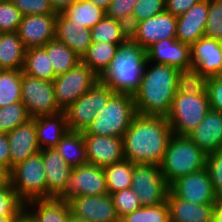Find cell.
I'll use <instances>...</instances> for the list:
<instances>
[{"mask_svg":"<svg viewBox=\"0 0 222 222\" xmlns=\"http://www.w3.org/2000/svg\"><path fill=\"white\" fill-rule=\"evenodd\" d=\"M172 135L166 117L137 114L123 136L124 159L160 165Z\"/></svg>","mask_w":222,"mask_h":222,"instance_id":"cell-1","label":"cell"},{"mask_svg":"<svg viewBox=\"0 0 222 222\" xmlns=\"http://www.w3.org/2000/svg\"><path fill=\"white\" fill-rule=\"evenodd\" d=\"M149 64L145 66L139 90L133 95L137 114L167 117L177 93L176 68Z\"/></svg>","mask_w":222,"mask_h":222,"instance_id":"cell-2","label":"cell"},{"mask_svg":"<svg viewBox=\"0 0 222 222\" xmlns=\"http://www.w3.org/2000/svg\"><path fill=\"white\" fill-rule=\"evenodd\" d=\"M147 62L146 49L129 36L117 47L99 82L114 93L133 96L140 88Z\"/></svg>","mask_w":222,"mask_h":222,"instance_id":"cell-3","label":"cell"},{"mask_svg":"<svg viewBox=\"0 0 222 222\" xmlns=\"http://www.w3.org/2000/svg\"><path fill=\"white\" fill-rule=\"evenodd\" d=\"M206 154L188 136L173 134L160 170L170 186L178 178L206 168Z\"/></svg>","mask_w":222,"mask_h":222,"instance_id":"cell-4","label":"cell"},{"mask_svg":"<svg viewBox=\"0 0 222 222\" xmlns=\"http://www.w3.org/2000/svg\"><path fill=\"white\" fill-rule=\"evenodd\" d=\"M136 115L134 97L115 93L82 133L123 138Z\"/></svg>","mask_w":222,"mask_h":222,"instance_id":"cell-5","label":"cell"},{"mask_svg":"<svg viewBox=\"0 0 222 222\" xmlns=\"http://www.w3.org/2000/svg\"><path fill=\"white\" fill-rule=\"evenodd\" d=\"M10 184L24 202L47 199V183L41 152L28 157L9 172Z\"/></svg>","mask_w":222,"mask_h":222,"instance_id":"cell-6","label":"cell"},{"mask_svg":"<svg viewBox=\"0 0 222 222\" xmlns=\"http://www.w3.org/2000/svg\"><path fill=\"white\" fill-rule=\"evenodd\" d=\"M210 111L208 95L176 93L167 121L173 134L187 136Z\"/></svg>","mask_w":222,"mask_h":222,"instance_id":"cell-7","label":"cell"},{"mask_svg":"<svg viewBox=\"0 0 222 222\" xmlns=\"http://www.w3.org/2000/svg\"><path fill=\"white\" fill-rule=\"evenodd\" d=\"M115 93L101 82L79 97L65 111L68 129L84 131Z\"/></svg>","mask_w":222,"mask_h":222,"instance_id":"cell-8","label":"cell"},{"mask_svg":"<svg viewBox=\"0 0 222 222\" xmlns=\"http://www.w3.org/2000/svg\"><path fill=\"white\" fill-rule=\"evenodd\" d=\"M97 82L99 77L82 62L65 74L56 76L53 86L59 109L65 111Z\"/></svg>","mask_w":222,"mask_h":222,"instance_id":"cell-9","label":"cell"},{"mask_svg":"<svg viewBox=\"0 0 222 222\" xmlns=\"http://www.w3.org/2000/svg\"><path fill=\"white\" fill-rule=\"evenodd\" d=\"M131 189L138 195L141 206H154L167 201L169 185L159 165L133 164Z\"/></svg>","mask_w":222,"mask_h":222,"instance_id":"cell-10","label":"cell"},{"mask_svg":"<svg viewBox=\"0 0 222 222\" xmlns=\"http://www.w3.org/2000/svg\"><path fill=\"white\" fill-rule=\"evenodd\" d=\"M21 102L31 118L59 114L53 82L26 75L22 71Z\"/></svg>","mask_w":222,"mask_h":222,"instance_id":"cell-11","label":"cell"},{"mask_svg":"<svg viewBox=\"0 0 222 222\" xmlns=\"http://www.w3.org/2000/svg\"><path fill=\"white\" fill-rule=\"evenodd\" d=\"M108 194L102 167L86 164L73 167L65 191L58 197L68 201L76 196Z\"/></svg>","mask_w":222,"mask_h":222,"instance_id":"cell-12","label":"cell"},{"mask_svg":"<svg viewBox=\"0 0 222 222\" xmlns=\"http://www.w3.org/2000/svg\"><path fill=\"white\" fill-rule=\"evenodd\" d=\"M169 190L192 204H215L218 200L206 168L178 178Z\"/></svg>","mask_w":222,"mask_h":222,"instance_id":"cell-13","label":"cell"},{"mask_svg":"<svg viewBox=\"0 0 222 222\" xmlns=\"http://www.w3.org/2000/svg\"><path fill=\"white\" fill-rule=\"evenodd\" d=\"M177 16L164 11L146 20L135 23L130 37L146 50L153 44L169 38H176Z\"/></svg>","mask_w":222,"mask_h":222,"instance_id":"cell-14","label":"cell"},{"mask_svg":"<svg viewBox=\"0 0 222 222\" xmlns=\"http://www.w3.org/2000/svg\"><path fill=\"white\" fill-rule=\"evenodd\" d=\"M73 217L87 222H119L110 194L76 196L68 201Z\"/></svg>","mask_w":222,"mask_h":222,"instance_id":"cell-15","label":"cell"},{"mask_svg":"<svg viewBox=\"0 0 222 222\" xmlns=\"http://www.w3.org/2000/svg\"><path fill=\"white\" fill-rule=\"evenodd\" d=\"M57 14L22 16L18 35L23 46L28 48L43 47L55 39V21Z\"/></svg>","mask_w":222,"mask_h":222,"instance_id":"cell-16","label":"cell"},{"mask_svg":"<svg viewBox=\"0 0 222 222\" xmlns=\"http://www.w3.org/2000/svg\"><path fill=\"white\" fill-rule=\"evenodd\" d=\"M88 164L106 167L124 159L123 138L83 134Z\"/></svg>","mask_w":222,"mask_h":222,"instance_id":"cell-17","label":"cell"},{"mask_svg":"<svg viewBox=\"0 0 222 222\" xmlns=\"http://www.w3.org/2000/svg\"><path fill=\"white\" fill-rule=\"evenodd\" d=\"M191 64L208 78L222 75V42L201 37L190 46Z\"/></svg>","mask_w":222,"mask_h":222,"instance_id":"cell-18","label":"cell"},{"mask_svg":"<svg viewBox=\"0 0 222 222\" xmlns=\"http://www.w3.org/2000/svg\"><path fill=\"white\" fill-rule=\"evenodd\" d=\"M147 61L153 64H164L174 68L191 65L190 45L176 38L161 40L146 50Z\"/></svg>","mask_w":222,"mask_h":222,"instance_id":"cell-19","label":"cell"},{"mask_svg":"<svg viewBox=\"0 0 222 222\" xmlns=\"http://www.w3.org/2000/svg\"><path fill=\"white\" fill-rule=\"evenodd\" d=\"M47 183V199L58 198L66 189L73 167L66 163L55 148L40 150Z\"/></svg>","mask_w":222,"mask_h":222,"instance_id":"cell-20","label":"cell"},{"mask_svg":"<svg viewBox=\"0 0 222 222\" xmlns=\"http://www.w3.org/2000/svg\"><path fill=\"white\" fill-rule=\"evenodd\" d=\"M6 134L10 144V171L13 167L41 150L38 146L35 121L33 119L17 126Z\"/></svg>","mask_w":222,"mask_h":222,"instance_id":"cell-21","label":"cell"},{"mask_svg":"<svg viewBox=\"0 0 222 222\" xmlns=\"http://www.w3.org/2000/svg\"><path fill=\"white\" fill-rule=\"evenodd\" d=\"M209 0H201L186 13L177 16L176 39L190 46L204 36Z\"/></svg>","mask_w":222,"mask_h":222,"instance_id":"cell-22","label":"cell"},{"mask_svg":"<svg viewBox=\"0 0 222 222\" xmlns=\"http://www.w3.org/2000/svg\"><path fill=\"white\" fill-rule=\"evenodd\" d=\"M206 155L222 149V112L211 110L187 135Z\"/></svg>","mask_w":222,"mask_h":222,"instance_id":"cell-23","label":"cell"},{"mask_svg":"<svg viewBox=\"0 0 222 222\" xmlns=\"http://www.w3.org/2000/svg\"><path fill=\"white\" fill-rule=\"evenodd\" d=\"M55 38L66 44L81 59L92 43L91 29L83 28L63 13H57L55 21Z\"/></svg>","mask_w":222,"mask_h":222,"instance_id":"cell-24","label":"cell"},{"mask_svg":"<svg viewBox=\"0 0 222 222\" xmlns=\"http://www.w3.org/2000/svg\"><path fill=\"white\" fill-rule=\"evenodd\" d=\"M167 203L170 222H213L214 204H192L175 196L170 190Z\"/></svg>","mask_w":222,"mask_h":222,"instance_id":"cell-25","label":"cell"},{"mask_svg":"<svg viewBox=\"0 0 222 222\" xmlns=\"http://www.w3.org/2000/svg\"><path fill=\"white\" fill-rule=\"evenodd\" d=\"M25 213L34 222H67L71 215L68 202L60 198L28 201L25 203Z\"/></svg>","mask_w":222,"mask_h":222,"instance_id":"cell-26","label":"cell"},{"mask_svg":"<svg viewBox=\"0 0 222 222\" xmlns=\"http://www.w3.org/2000/svg\"><path fill=\"white\" fill-rule=\"evenodd\" d=\"M32 119L35 121L37 142L40 149L54 148L69 130L64 112Z\"/></svg>","mask_w":222,"mask_h":222,"instance_id":"cell-27","label":"cell"},{"mask_svg":"<svg viewBox=\"0 0 222 222\" xmlns=\"http://www.w3.org/2000/svg\"><path fill=\"white\" fill-rule=\"evenodd\" d=\"M25 52L17 32L0 33V70H22Z\"/></svg>","mask_w":222,"mask_h":222,"instance_id":"cell-28","label":"cell"},{"mask_svg":"<svg viewBox=\"0 0 222 222\" xmlns=\"http://www.w3.org/2000/svg\"><path fill=\"white\" fill-rule=\"evenodd\" d=\"M54 148L72 167L88 164L82 131L68 130Z\"/></svg>","mask_w":222,"mask_h":222,"instance_id":"cell-29","label":"cell"},{"mask_svg":"<svg viewBox=\"0 0 222 222\" xmlns=\"http://www.w3.org/2000/svg\"><path fill=\"white\" fill-rule=\"evenodd\" d=\"M22 71L26 75L49 82H53L56 77L50 57L43 47L26 49Z\"/></svg>","mask_w":222,"mask_h":222,"instance_id":"cell-30","label":"cell"},{"mask_svg":"<svg viewBox=\"0 0 222 222\" xmlns=\"http://www.w3.org/2000/svg\"><path fill=\"white\" fill-rule=\"evenodd\" d=\"M43 48L50 57L55 76L65 74L81 62L74 51L56 38L47 42Z\"/></svg>","mask_w":222,"mask_h":222,"instance_id":"cell-31","label":"cell"},{"mask_svg":"<svg viewBox=\"0 0 222 222\" xmlns=\"http://www.w3.org/2000/svg\"><path fill=\"white\" fill-rule=\"evenodd\" d=\"M177 93L189 95H208L207 86L209 78L198 67L192 64L176 68Z\"/></svg>","mask_w":222,"mask_h":222,"instance_id":"cell-32","label":"cell"},{"mask_svg":"<svg viewBox=\"0 0 222 222\" xmlns=\"http://www.w3.org/2000/svg\"><path fill=\"white\" fill-rule=\"evenodd\" d=\"M68 19L80 24L83 28L91 29L106 16V10L87 0H77L64 12Z\"/></svg>","mask_w":222,"mask_h":222,"instance_id":"cell-33","label":"cell"},{"mask_svg":"<svg viewBox=\"0 0 222 222\" xmlns=\"http://www.w3.org/2000/svg\"><path fill=\"white\" fill-rule=\"evenodd\" d=\"M119 44L109 42H92L81 62L91 68L99 77L115 57Z\"/></svg>","mask_w":222,"mask_h":222,"instance_id":"cell-34","label":"cell"},{"mask_svg":"<svg viewBox=\"0 0 222 222\" xmlns=\"http://www.w3.org/2000/svg\"><path fill=\"white\" fill-rule=\"evenodd\" d=\"M129 36V28L127 25L108 16H105L91 28L92 42L121 44Z\"/></svg>","mask_w":222,"mask_h":222,"instance_id":"cell-35","label":"cell"},{"mask_svg":"<svg viewBox=\"0 0 222 222\" xmlns=\"http://www.w3.org/2000/svg\"><path fill=\"white\" fill-rule=\"evenodd\" d=\"M108 194L115 193L132 186L133 163L123 159L103 167Z\"/></svg>","mask_w":222,"mask_h":222,"instance_id":"cell-36","label":"cell"},{"mask_svg":"<svg viewBox=\"0 0 222 222\" xmlns=\"http://www.w3.org/2000/svg\"><path fill=\"white\" fill-rule=\"evenodd\" d=\"M22 70H0V108L21 102Z\"/></svg>","mask_w":222,"mask_h":222,"instance_id":"cell-37","label":"cell"},{"mask_svg":"<svg viewBox=\"0 0 222 222\" xmlns=\"http://www.w3.org/2000/svg\"><path fill=\"white\" fill-rule=\"evenodd\" d=\"M119 222H170L167 201L154 206H141L120 218Z\"/></svg>","mask_w":222,"mask_h":222,"instance_id":"cell-38","label":"cell"},{"mask_svg":"<svg viewBox=\"0 0 222 222\" xmlns=\"http://www.w3.org/2000/svg\"><path fill=\"white\" fill-rule=\"evenodd\" d=\"M32 119L22 102H15L0 108V133H8L17 126Z\"/></svg>","mask_w":222,"mask_h":222,"instance_id":"cell-39","label":"cell"},{"mask_svg":"<svg viewBox=\"0 0 222 222\" xmlns=\"http://www.w3.org/2000/svg\"><path fill=\"white\" fill-rule=\"evenodd\" d=\"M25 212V203L18 197L11 184L0 188V216L20 217Z\"/></svg>","mask_w":222,"mask_h":222,"instance_id":"cell-40","label":"cell"},{"mask_svg":"<svg viewBox=\"0 0 222 222\" xmlns=\"http://www.w3.org/2000/svg\"><path fill=\"white\" fill-rule=\"evenodd\" d=\"M110 196L119 219L141 207L138 195L131 188L117 191Z\"/></svg>","mask_w":222,"mask_h":222,"instance_id":"cell-41","label":"cell"},{"mask_svg":"<svg viewBox=\"0 0 222 222\" xmlns=\"http://www.w3.org/2000/svg\"><path fill=\"white\" fill-rule=\"evenodd\" d=\"M204 36L222 42V0H209Z\"/></svg>","mask_w":222,"mask_h":222,"instance_id":"cell-42","label":"cell"},{"mask_svg":"<svg viewBox=\"0 0 222 222\" xmlns=\"http://www.w3.org/2000/svg\"><path fill=\"white\" fill-rule=\"evenodd\" d=\"M22 14L11 0L0 1V33L17 32Z\"/></svg>","mask_w":222,"mask_h":222,"instance_id":"cell-43","label":"cell"},{"mask_svg":"<svg viewBox=\"0 0 222 222\" xmlns=\"http://www.w3.org/2000/svg\"><path fill=\"white\" fill-rule=\"evenodd\" d=\"M165 2V0H138L131 16V27L137 22L163 13Z\"/></svg>","mask_w":222,"mask_h":222,"instance_id":"cell-44","label":"cell"},{"mask_svg":"<svg viewBox=\"0 0 222 222\" xmlns=\"http://www.w3.org/2000/svg\"><path fill=\"white\" fill-rule=\"evenodd\" d=\"M206 169L218 198H222V149L207 154Z\"/></svg>","mask_w":222,"mask_h":222,"instance_id":"cell-45","label":"cell"},{"mask_svg":"<svg viewBox=\"0 0 222 222\" xmlns=\"http://www.w3.org/2000/svg\"><path fill=\"white\" fill-rule=\"evenodd\" d=\"M138 0H112L106 10V16L123 22L131 28V16Z\"/></svg>","mask_w":222,"mask_h":222,"instance_id":"cell-46","label":"cell"},{"mask_svg":"<svg viewBox=\"0 0 222 222\" xmlns=\"http://www.w3.org/2000/svg\"><path fill=\"white\" fill-rule=\"evenodd\" d=\"M14 6L25 15L57 14L52 9L49 0H11Z\"/></svg>","mask_w":222,"mask_h":222,"instance_id":"cell-47","label":"cell"},{"mask_svg":"<svg viewBox=\"0 0 222 222\" xmlns=\"http://www.w3.org/2000/svg\"><path fill=\"white\" fill-rule=\"evenodd\" d=\"M207 94L210 109L222 112V75L209 78Z\"/></svg>","mask_w":222,"mask_h":222,"instance_id":"cell-48","label":"cell"},{"mask_svg":"<svg viewBox=\"0 0 222 222\" xmlns=\"http://www.w3.org/2000/svg\"><path fill=\"white\" fill-rule=\"evenodd\" d=\"M165 11L174 16L186 13L201 0H165Z\"/></svg>","mask_w":222,"mask_h":222,"instance_id":"cell-49","label":"cell"},{"mask_svg":"<svg viewBox=\"0 0 222 222\" xmlns=\"http://www.w3.org/2000/svg\"><path fill=\"white\" fill-rule=\"evenodd\" d=\"M0 166L10 172V144L6 133H0Z\"/></svg>","mask_w":222,"mask_h":222,"instance_id":"cell-50","label":"cell"},{"mask_svg":"<svg viewBox=\"0 0 222 222\" xmlns=\"http://www.w3.org/2000/svg\"><path fill=\"white\" fill-rule=\"evenodd\" d=\"M76 1L77 0H49L52 9L56 13L64 12L71 4Z\"/></svg>","mask_w":222,"mask_h":222,"instance_id":"cell-51","label":"cell"},{"mask_svg":"<svg viewBox=\"0 0 222 222\" xmlns=\"http://www.w3.org/2000/svg\"><path fill=\"white\" fill-rule=\"evenodd\" d=\"M213 222H222V198H218L214 204Z\"/></svg>","mask_w":222,"mask_h":222,"instance_id":"cell-52","label":"cell"},{"mask_svg":"<svg viewBox=\"0 0 222 222\" xmlns=\"http://www.w3.org/2000/svg\"><path fill=\"white\" fill-rule=\"evenodd\" d=\"M10 183L9 171L0 166V188L6 187Z\"/></svg>","mask_w":222,"mask_h":222,"instance_id":"cell-53","label":"cell"},{"mask_svg":"<svg viewBox=\"0 0 222 222\" xmlns=\"http://www.w3.org/2000/svg\"><path fill=\"white\" fill-rule=\"evenodd\" d=\"M87 1H90L93 4H95L96 6L102 8L104 10H107V8L109 7V4L112 0H87Z\"/></svg>","mask_w":222,"mask_h":222,"instance_id":"cell-54","label":"cell"},{"mask_svg":"<svg viewBox=\"0 0 222 222\" xmlns=\"http://www.w3.org/2000/svg\"><path fill=\"white\" fill-rule=\"evenodd\" d=\"M17 222H34L25 212L18 218Z\"/></svg>","mask_w":222,"mask_h":222,"instance_id":"cell-55","label":"cell"},{"mask_svg":"<svg viewBox=\"0 0 222 222\" xmlns=\"http://www.w3.org/2000/svg\"><path fill=\"white\" fill-rule=\"evenodd\" d=\"M19 217H1L0 222H17Z\"/></svg>","mask_w":222,"mask_h":222,"instance_id":"cell-56","label":"cell"},{"mask_svg":"<svg viewBox=\"0 0 222 222\" xmlns=\"http://www.w3.org/2000/svg\"><path fill=\"white\" fill-rule=\"evenodd\" d=\"M67 222H87V221L78 219V218L73 217L72 215H70V216L68 217V219H67Z\"/></svg>","mask_w":222,"mask_h":222,"instance_id":"cell-57","label":"cell"}]
</instances>
